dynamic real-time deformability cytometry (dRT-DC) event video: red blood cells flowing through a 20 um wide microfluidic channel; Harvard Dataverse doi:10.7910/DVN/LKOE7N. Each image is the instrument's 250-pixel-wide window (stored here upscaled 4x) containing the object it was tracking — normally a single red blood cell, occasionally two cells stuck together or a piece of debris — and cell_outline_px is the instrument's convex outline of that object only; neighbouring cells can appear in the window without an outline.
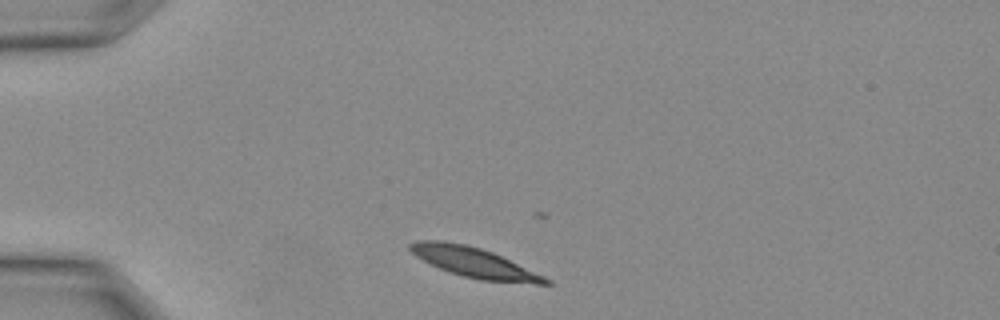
{"species": "Egyptian fruit bat (a non-hibernating species)", "species_latin": "Rousettus aegyptiacus", "temperature_condition": "warm", "stored_images_in_passage": 13, "camera_frame_rate_fps": 3000, "um_per_image_px": 0.085, "animal": {"sex": "female"}, "frame": {"image": 1, "passage_image": 4, "time_ms": 1.0, "image_size_px": [1000, 320], "cell_outline_px": [[552, 284], [536, 284], [480, 280], [464, 276], [440, 268], [416, 256], [408, 248], [408, 244], [416, 240], [444, 240], [464, 244], [480, 248], [492, 252], [544, 276], [552, 280]], "centroid_in_image_um": [40.3, 22.3], "position_along_channel_um": 44.7, "area_um2": 23.35}}
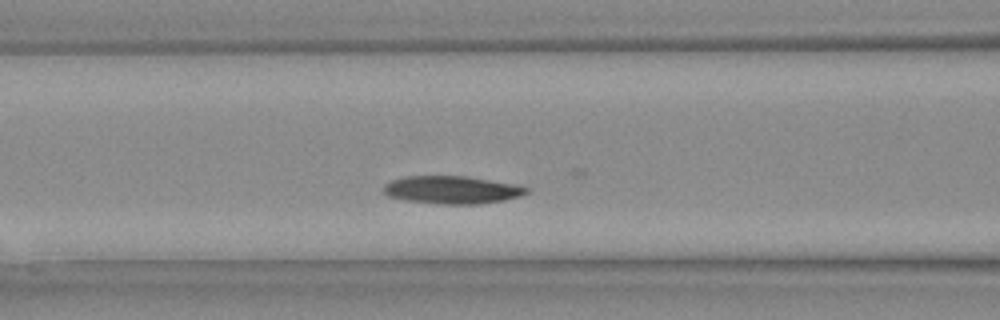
{"frame": {"image": 2, "passage_image": 9, "time_ms": 2.667, "image_size_px": [1000, 320], "cell_outline_px": [[532, 188], [528, 192], [520, 196], [504, 200], [480, 204], [440, 204], [404, 200], [388, 196], [384, 192], [384, 184], [392, 180], [404, 176], [468, 176], [512, 184]], "centroid_in_image_um": [38.41, 16.14], "position_along_channel_um": 128.2, "area_um2": 23.18}}
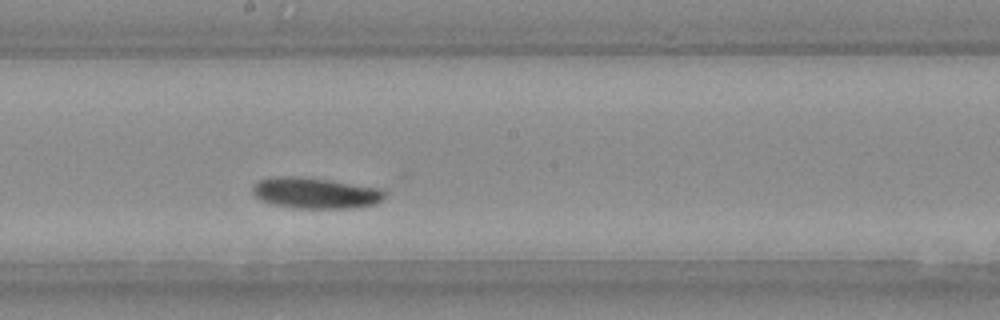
{"frame": {"image": 3, "passage_image": 13, "time_ms": 4.0, "image_size_px": [1000, 320], "cell_outline_px": [[384, 196], [376, 204], [356, 208], [292, 208], [272, 204], [260, 200], [252, 192], [252, 188], [260, 180], [272, 176], [296, 176], [328, 180], [380, 188], [384, 192]], "centroid_in_image_um": [26.78, 16.41], "position_along_channel_um": 221.4, "area_um2": 23.76}}